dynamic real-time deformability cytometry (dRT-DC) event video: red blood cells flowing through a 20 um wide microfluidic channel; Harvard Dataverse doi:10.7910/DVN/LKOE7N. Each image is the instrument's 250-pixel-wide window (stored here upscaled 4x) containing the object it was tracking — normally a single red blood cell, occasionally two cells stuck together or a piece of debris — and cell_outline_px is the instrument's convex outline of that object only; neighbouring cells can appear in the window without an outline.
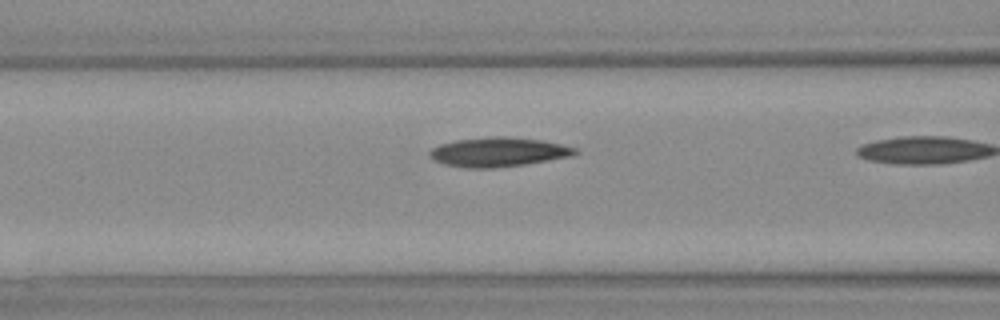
{"species": "Egyptian fruit bat (a non-hibernating species)", "species_latin": "Rousettus aegyptiacus", "temperature_condition": "warm", "stored_images_in_passage": 9, "camera_frame_rate_fps": 3000, "um_per_image_px": 0.085, "animal": {"sex": "female"}, "frame": {"image": 1, "passage_image": 6, "time_ms": 1.667, "image_size_px": [1000, 320], "cell_outline_px": [[580, 152], [572, 156], [524, 164], [496, 168], [464, 168], [444, 164], [428, 156], [428, 152], [432, 148], [440, 144], [456, 140], [492, 136], [504, 136], [540, 140], [560, 144], [576, 148]], "centroid_in_image_um": [42.34, 12.92], "position_along_channel_um": 124.3, "area_um2": 24.8}}